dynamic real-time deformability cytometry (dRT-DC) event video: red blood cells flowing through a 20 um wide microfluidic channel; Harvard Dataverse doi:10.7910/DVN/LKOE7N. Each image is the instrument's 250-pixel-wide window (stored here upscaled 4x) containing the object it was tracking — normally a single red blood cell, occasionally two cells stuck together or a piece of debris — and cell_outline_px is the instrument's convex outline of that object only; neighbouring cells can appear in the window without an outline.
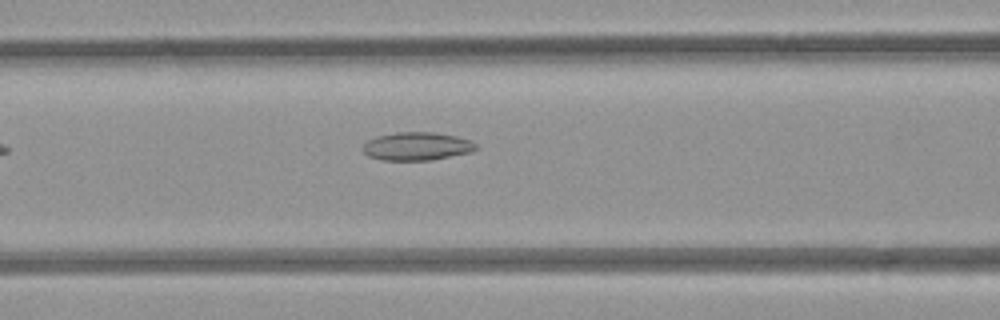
{"species": "common noctule bat (a hibernating species)", "species_latin": "Nyctalus noctula", "temperature_condition": "room temperature", "stored_images_in_passage": 6, "camera_frame_rate_fps": 3000, "um_per_image_px": 0.085, "animal": {"sex": "female", "body_mass_g": 21.9}, "frame": {"image": 1, "passage_image": 6, "time_ms": 5.667, "image_size_px": [1000, 320], "cell_outline_px": [[476, 148], [472, 152], [432, 160], [384, 160], [368, 156], [364, 152], [364, 144], [368, 140], [380, 136], [396, 132], [432, 132], [456, 136], [472, 140], [476, 144]], "centroid_in_image_um": [35.48, 12.43], "position_along_channel_um": 131.1, "area_um2": 18.44}}